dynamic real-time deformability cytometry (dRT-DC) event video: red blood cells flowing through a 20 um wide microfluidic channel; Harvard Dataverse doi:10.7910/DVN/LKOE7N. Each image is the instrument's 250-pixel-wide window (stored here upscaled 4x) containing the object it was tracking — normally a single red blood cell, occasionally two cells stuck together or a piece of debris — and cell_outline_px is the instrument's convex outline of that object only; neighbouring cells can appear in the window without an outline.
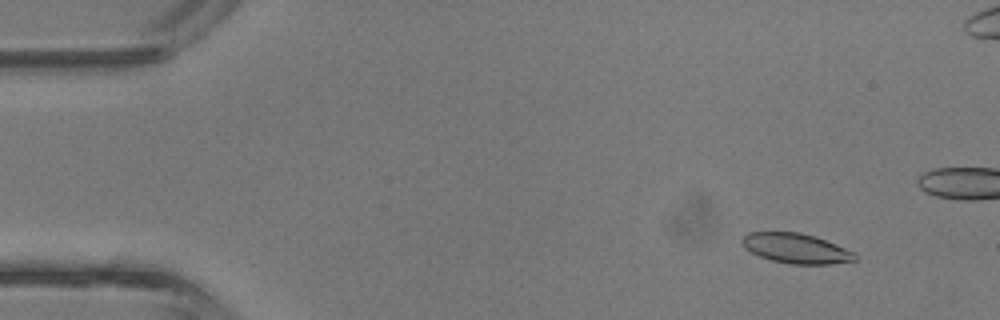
{"species": "common noctule bat (a hibernating species)", "species_latin": "Nyctalus noctula", "temperature_condition": "room temperature", "stored_images_in_passage": 44, "camera_frame_rate_fps": 3000, "um_per_image_px": 0.085, "animal": {"sex": "male", "body_mass_g": 13.3}, "frame": {"image": 1, "passage_image": 5, "time_ms": 1.333, "image_size_px": [1000, 320], "cell_outline_px": [[856, 260], [828, 264], [792, 264], [772, 260], [760, 256], [744, 248], [740, 240], [748, 232], [800, 232], [816, 236], [856, 252]], "centroid_in_image_um": [67.67, 21.1], "position_along_channel_um": 17.3, "area_um2": 19.71}}
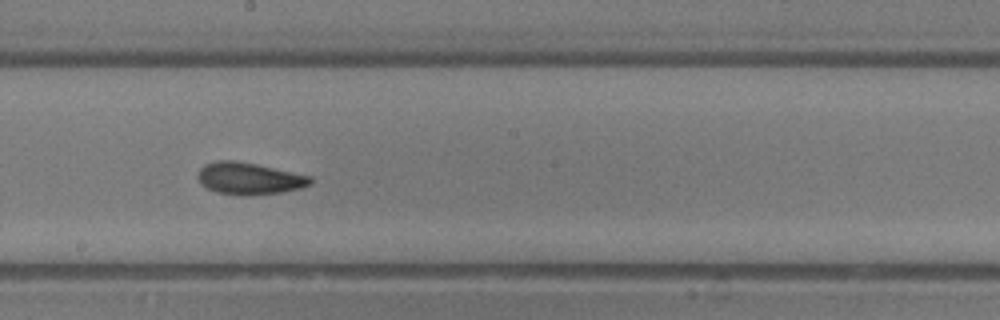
{"frame": {"image": 2, "passage_image": 24, "time_ms": 7.667, "image_size_px": [1000, 320], "cell_outline_px": [[312, 184], [300, 188], [280, 192], [252, 196], [244, 196], [216, 192], [200, 184], [196, 176], [200, 168], [204, 164], [216, 160], [232, 160], [256, 164], [312, 176]], "centroid_in_image_um": [21.15, 15.17], "position_along_channel_um": 227.0, "area_um2": 21.15}}
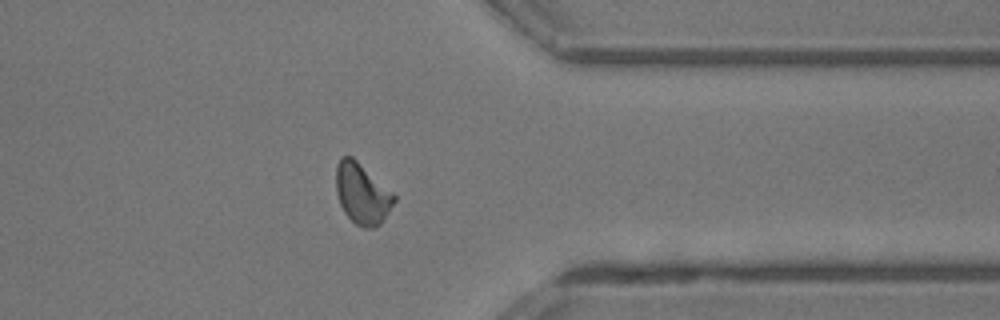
{"frame": {"image": 3, "passage_image": 34, "time_ms": 11.0, "image_size_px": [1000, 320], "cell_outline_px": [[396, 200], [384, 220], [376, 228], [364, 228], [356, 224], [344, 212], [340, 204], [336, 192], [336, 164], [340, 156], [352, 156], [392, 192], [396, 196]], "centroid_in_image_um": [30.77, 16.47], "position_along_channel_um": 380.6, "area_um2": 20.58}, "authors_computed_cell_mechanics": {"area_um2": 19.9699, "velocity_mm_per_s": 4.9014, "shape_relaxation_time_tau1_ms": 5.9777, "shape_relaxation_time_tau2_ms": 1.6608, "deformation_change_tau1": 0.1456, "deformation_change_tau2": 0.0719}}